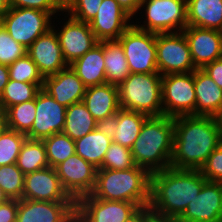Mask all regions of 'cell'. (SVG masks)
<instances>
[{
	"mask_svg": "<svg viewBox=\"0 0 222 222\" xmlns=\"http://www.w3.org/2000/svg\"><path fill=\"white\" fill-rule=\"evenodd\" d=\"M9 81V70L8 66L0 64V97L4 92L5 86Z\"/></svg>",
	"mask_w": 222,
	"mask_h": 222,
	"instance_id": "47",
	"label": "cell"
},
{
	"mask_svg": "<svg viewBox=\"0 0 222 222\" xmlns=\"http://www.w3.org/2000/svg\"><path fill=\"white\" fill-rule=\"evenodd\" d=\"M63 189L77 201L95 186L97 168L76 153L55 167Z\"/></svg>",
	"mask_w": 222,
	"mask_h": 222,
	"instance_id": "12",
	"label": "cell"
},
{
	"mask_svg": "<svg viewBox=\"0 0 222 222\" xmlns=\"http://www.w3.org/2000/svg\"><path fill=\"white\" fill-rule=\"evenodd\" d=\"M82 102L99 125H108L120 109L118 87L109 83L87 87Z\"/></svg>",
	"mask_w": 222,
	"mask_h": 222,
	"instance_id": "22",
	"label": "cell"
},
{
	"mask_svg": "<svg viewBox=\"0 0 222 222\" xmlns=\"http://www.w3.org/2000/svg\"><path fill=\"white\" fill-rule=\"evenodd\" d=\"M178 222H222V183L207 181Z\"/></svg>",
	"mask_w": 222,
	"mask_h": 222,
	"instance_id": "14",
	"label": "cell"
},
{
	"mask_svg": "<svg viewBox=\"0 0 222 222\" xmlns=\"http://www.w3.org/2000/svg\"><path fill=\"white\" fill-rule=\"evenodd\" d=\"M103 0H74L67 11L76 20L89 23L97 14Z\"/></svg>",
	"mask_w": 222,
	"mask_h": 222,
	"instance_id": "39",
	"label": "cell"
},
{
	"mask_svg": "<svg viewBox=\"0 0 222 222\" xmlns=\"http://www.w3.org/2000/svg\"><path fill=\"white\" fill-rule=\"evenodd\" d=\"M103 54L106 83L118 86L130 75L123 46L119 40H104Z\"/></svg>",
	"mask_w": 222,
	"mask_h": 222,
	"instance_id": "28",
	"label": "cell"
},
{
	"mask_svg": "<svg viewBox=\"0 0 222 222\" xmlns=\"http://www.w3.org/2000/svg\"><path fill=\"white\" fill-rule=\"evenodd\" d=\"M26 139V134L9 128L0 135V166L16 163Z\"/></svg>",
	"mask_w": 222,
	"mask_h": 222,
	"instance_id": "35",
	"label": "cell"
},
{
	"mask_svg": "<svg viewBox=\"0 0 222 222\" xmlns=\"http://www.w3.org/2000/svg\"><path fill=\"white\" fill-rule=\"evenodd\" d=\"M173 139L172 117L149 116L131 148L136 166L146 169L150 174L169 168Z\"/></svg>",
	"mask_w": 222,
	"mask_h": 222,
	"instance_id": "3",
	"label": "cell"
},
{
	"mask_svg": "<svg viewBox=\"0 0 222 222\" xmlns=\"http://www.w3.org/2000/svg\"><path fill=\"white\" fill-rule=\"evenodd\" d=\"M197 69L222 58V34L218 30L187 26L183 31Z\"/></svg>",
	"mask_w": 222,
	"mask_h": 222,
	"instance_id": "17",
	"label": "cell"
},
{
	"mask_svg": "<svg viewBox=\"0 0 222 222\" xmlns=\"http://www.w3.org/2000/svg\"><path fill=\"white\" fill-rule=\"evenodd\" d=\"M200 172L207 181L222 183V143L209 155Z\"/></svg>",
	"mask_w": 222,
	"mask_h": 222,
	"instance_id": "40",
	"label": "cell"
},
{
	"mask_svg": "<svg viewBox=\"0 0 222 222\" xmlns=\"http://www.w3.org/2000/svg\"><path fill=\"white\" fill-rule=\"evenodd\" d=\"M69 66L86 87L106 83L103 41H100Z\"/></svg>",
	"mask_w": 222,
	"mask_h": 222,
	"instance_id": "24",
	"label": "cell"
},
{
	"mask_svg": "<svg viewBox=\"0 0 222 222\" xmlns=\"http://www.w3.org/2000/svg\"><path fill=\"white\" fill-rule=\"evenodd\" d=\"M22 199L76 202L63 189L55 168L50 166L25 175Z\"/></svg>",
	"mask_w": 222,
	"mask_h": 222,
	"instance_id": "16",
	"label": "cell"
},
{
	"mask_svg": "<svg viewBox=\"0 0 222 222\" xmlns=\"http://www.w3.org/2000/svg\"><path fill=\"white\" fill-rule=\"evenodd\" d=\"M74 142L76 154L100 169L104 155L112 143V135L108 125H99L92 132Z\"/></svg>",
	"mask_w": 222,
	"mask_h": 222,
	"instance_id": "25",
	"label": "cell"
},
{
	"mask_svg": "<svg viewBox=\"0 0 222 222\" xmlns=\"http://www.w3.org/2000/svg\"><path fill=\"white\" fill-rule=\"evenodd\" d=\"M121 109L162 116V75L130 73L118 86Z\"/></svg>",
	"mask_w": 222,
	"mask_h": 222,
	"instance_id": "5",
	"label": "cell"
},
{
	"mask_svg": "<svg viewBox=\"0 0 222 222\" xmlns=\"http://www.w3.org/2000/svg\"><path fill=\"white\" fill-rule=\"evenodd\" d=\"M150 177L151 174L139 166L128 170L97 169L95 186L90 195L146 206L150 201Z\"/></svg>",
	"mask_w": 222,
	"mask_h": 222,
	"instance_id": "4",
	"label": "cell"
},
{
	"mask_svg": "<svg viewBox=\"0 0 222 222\" xmlns=\"http://www.w3.org/2000/svg\"><path fill=\"white\" fill-rule=\"evenodd\" d=\"M54 3L63 11L67 10L74 0H53Z\"/></svg>",
	"mask_w": 222,
	"mask_h": 222,
	"instance_id": "50",
	"label": "cell"
},
{
	"mask_svg": "<svg viewBox=\"0 0 222 222\" xmlns=\"http://www.w3.org/2000/svg\"><path fill=\"white\" fill-rule=\"evenodd\" d=\"M195 116L218 117L222 112V89L202 70L194 71Z\"/></svg>",
	"mask_w": 222,
	"mask_h": 222,
	"instance_id": "23",
	"label": "cell"
},
{
	"mask_svg": "<svg viewBox=\"0 0 222 222\" xmlns=\"http://www.w3.org/2000/svg\"><path fill=\"white\" fill-rule=\"evenodd\" d=\"M139 206L126 201H110L90 194L76 201V222H125Z\"/></svg>",
	"mask_w": 222,
	"mask_h": 222,
	"instance_id": "11",
	"label": "cell"
},
{
	"mask_svg": "<svg viewBox=\"0 0 222 222\" xmlns=\"http://www.w3.org/2000/svg\"><path fill=\"white\" fill-rule=\"evenodd\" d=\"M149 116L136 111L119 109L114 118L108 123L112 142L132 148L138 138L141 127Z\"/></svg>",
	"mask_w": 222,
	"mask_h": 222,
	"instance_id": "26",
	"label": "cell"
},
{
	"mask_svg": "<svg viewBox=\"0 0 222 222\" xmlns=\"http://www.w3.org/2000/svg\"><path fill=\"white\" fill-rule=\"evenodd\" d=\"M8 200H10L9 197L6 195V193L0 187V205L7 202Z\"/></svg>",
	"mask_w": 222,
	"mask_h": 222,
	"instance_id": "51",
	"label": "cell"
},
{
	"mask_svg": "<svg viewBox=\"0 0 222 222\" xmlns=\"http://www.w3.org/2000/svg\"><path fill=\"white\" fill-rule=\"evenodd\" d=\"M9 79L18 82L44 83V77L31 57L26 53L8 66Z\"/></svg>",
	"mask_w": 222,
	"mask_h": 222,
	"instance_id": "36",
	"label": "cell"
},
{
	"mask_svg": "<svg viewBox=\"0 0 222 222\" xmlns=\"http://www.w3.org/2000/svg\"><path fill=\"white\" fill-rule=\"evenodd\" d=\"M207 182L200 170L172 167L150 177L149 206L155 214L179 218Z\"/></svg>",
	"mask_w": 222,
	"mask_h": 222,
	"instance_id": "2",
	"label": "cell"
},
{
	"mask_svg": "<svg viewBox=\"0 0 222 222\" xmlns=\"http://www.w3.org/2000/svg\"><path fill=\"white\" fill-rule=\"evenodd\" d=\"M27 53V48L16 42L0 23V64L9 66Z\"/></svg>",
	"mask_w": 222,
	"mask_h": 222,
	"instance_id": "38",
	"label": "cell"
},
{
	"mask_svg": "<svg viewBox=\"0 0 222 222\" xmlns=\"http://www.w3.org/2000/svg\"><path fill=\"white\" fill-rule=\"evenodd\" d=\"M130 17L116 0H103L89 25L99 42L118 40L131 26V24H127Z\"/></svg>",
	"mask_w": 222,
	"mask_h": 222,
	"instance_id": "20",
	"label": "cell"
},
{
	"mask_svg": "<svg viewBox=\"0 0 222 222\" xmlns=\"http://www.w3.org/2000/svg\"><path fill=\"white\" fill-rule=\"evenodd\" d=\"M16 222H76V202L21 199Z\"/></svg>",
	"mask_w": 222,
	"mask_h": 222,
	"instance_id": "15",
	"label": "cell"
},
{
	"mask_svg": "<svg viewBox=\"0 0 222 222\" xmlns=\"http://www.w3.org/2000/svg\"><path fill=\"white\" fill-rule=\"evenodd\" d=\"M118 4L132 17L140 9L142 0H116Z\"/></svg>",
	"mask_w": 222,
	"mask_h": 222,
	"instance_id": "44",
	"label": "cell"
},
{
	"mask_svg": "<svg viewBox=\"0 0 222 222\" xmlns=\"http://www.w3.org/2000/svg\"><path fill=\"white\" fill-rule=\"evenodd\" d=\"M123 46L130 73L152 74L158 72L156 33L131 25L118 39Z\"/></svg>",
	"mask_w": 222,
	"mask_h": 222,
	"instance_id": "6",
	"label": "cell"
},
{
	"mask_svg": "<svg viewBox=\"0 0 222 222\" xmlns=\"http://www.w3.org/2000/svg\"><path fill=\"white\" fill-rule=\"evenodd\" d=\"M18 200L10 199L0 205V222H16Z\"/></svg>",
	"mask_w": 222,
	"mask_h": 222,
	"instance_id": "42",
	"label": "cell"
},
{
	"mask_svg": "<svg viewBox=\"0 0 222 222\" xmlns=\"http://www.w3.org/2000/svg\"><path fill=\"white\" fill-rule=\"evenodd\" d=\"M10 3L9 0H0V20L9 11Z\"/></svg>",
	"mask_w": 222,
	"mask_h": 222,
	"instance_id": "49",
	"label": "cell"
},
{
	"mask_svg": "<svg viewBox=\"0 0 222 222\" xmlns=\"http://www.w3.org/2000/svg\"><path fill=\"white\" fill-rule=\"evenodd\" d=\"M148 222H178L177 218L155 214L148 205Z\"/></svg>",
	"mask_w": 222,
	"mask_h": 222,
	"instance_id": "46",
	"label": "cell"
},
{
	"mask_svg": "<svg viewBox=\"0 0 222 222\" xmlns=\"http://www.w3.org/2000/svg\"><path fill=\"white\" fill-rule=\"evenodd\" d=\"M187 26L220 31L222 0H187Z\"/></svg>",
	"mask_w": 222,
	"mask_h": 222,
	"instance_id": "27",
	"label": "cell"
},
{
	"mask_svg": "<svg viewBox=\"0 0 222 222\" xmlns=\"http://www.w3.org/2000/svg\"><path fill=\"white\" fill-rule=\"evenodd\" d=\"M135 166L131 149L112 142L104 155L100 169L128 170Z\"/></svg>",
	"mask_w": 222,
	"mask_h": 222,
	"instance_id": "37",
	"label": "cell"
},
{
	"mask_svg": "<svg viewBox=\"0 0 222 222\" xmlns=\"http://www.w3.org/2000/svg\"><path fill=\"white\" fill-rule=\"evenodd\" d=\"M6 115L9 129L27 134L36 117L35 99L9 107Z\"/></svg>",
	"mask_w": 222,
	"mask_h": 222,
	"instance_id": "33",
	"label": "cell"
},
{
	"mask_svg": "<svg viewBox=\"0 0 222 222\" xmlns=\"http://www.w3.org/2000/svg\"><path fill=\"white\" fill-rule=\"evenodd\" d=\"M9 3L10 7L38 9L52 15L58 10L62 11L53 0H9Z\"/></svg>",
	"mask_w": 222,
	"mask_h": 222,
	"instance_id": "41",
	"label": "cell"
},
{
	"mask_svg": "<svg viewBox=\"0 0 222 222\" xmlns=\"http://www.w3.org/2000/svg\"><path fill=\"white\" fill-rule=\"evenodd\" d=\"M146 3L147 28H136L152 33H172L187 27V0H142L140 7Z\"/></svg>",
	"mask_w": 222,
	"mask_h": 222,
	"instance_id": "10",
	"label": "cell"
},
{
	"mask_svg": "<svg viewBox=\"0 0 222 222\" xmlns=\"http://www.w3.org/2000/svg\"><path fill=\"white\" fill-rule=\"evenodd\" d=\"M16 165L25 175L49 167L43 141L27 138L22 145Z\"/></svg>",
	"mask_w": 222,
	"mask_h": 222,
	"instance_id": "30",
	"label": "cell"
},
{
	"mask_svg": "<svg viewBox=\"0 0 222 222\" xmlns=\"http://www.w3.org/2000/svg\"><path fill=\"white\" fill-rule=\"evenodd\" d=\"M27 54L43 77L56 74L69 66L64 60L57 34L53 28L39 36L27 48Z\"/></svg>",
	"mask_w": 222,
	"mask_h": 222,
	"instance_id": "19",
	"label": "cell"
},
{
	"mask_svg": "<svg viewBox=\"0 0 222 222\" xmlns=\"http://www.w3.org/2000/svg\"><path fill=\"white\" fill-rule=\"evenodd\" d=\"M156 52L158 73L162 76L195 71L189 45L184 33L156 34ZM163 72V73H162Z\"/></svg>",
	"mask_w": 222,
	"mask_h": 222,
	"instance_id": "9",
	"label": "cell"
},
{
	"mask_svg": "<svg viewBox=\"0 0 222 222\" xmlns=\"http://www.w3.org/2000/svg\"><path fill=\"white\" fill-rule=\"evenodd\" d=\"M25 174L16 163L0 166V187L9 199L21 200L24 190Z\"/></svg>",
	"mask_w": 222,
	"mask_h": 222,
	"instance_id": "34",
	"label": "cell"
},
{
	"mask_svg": "<svg viewBox=\"0 0 222 222\" xmlns=\"http://www.w3.org/2000/svg\"><path fill=\"white\" fill-rule=\"evenodd\" d=\"M56 34L64 60L68 65L99 43L89 23L76 20L71 16L63 29Z\"/></svg>",
	"mask_w": 222,
	"mask_h": 222,
	"instance_id": "18",
	"label": "cell"
},
{
	"mask_svg": "<svg viewBox=\"0 0 222 222\" xmlns=\"http://www.w3.org/2000/svg\"><path fill=\"white\" fill-rule=\"evenodd\" d=\"M173 152L170 167L200 170L209 155L222 143V126L217 117H174Z\"/></svg>",
	"mask_w": 222,
	"mask_h": 222,
	"instance_id": "1",
	"label": "cell"
},
{
	"mask_svg": "<svg viewBox=\"0 0 222 222\" xmlns=\"http://www.w3.org/2000/svg\"><path fill=\"white\" fill-rule=\"evenodd\" d=\"M202 70L222 89V58L206 64Z\"/></svg>",
	"mask_w": 222,
	"mask_h": 222,
	"instance_id": "43",
	"label": "cell"
},
{
	"mask_svg": "<svg viewBox=\"0 0 222 222\" xmlns=\"http://www.w3.org/2000/svg\"><path fill=\"white\" fill-rule=\"evenodd\" d=\"M217 118H218L219 123L222 126V112L220 113V115Z\"/></svg>",
	"mask_w": 222,
	"mask_h": 222,
	"instance_id": "52",
	"label": "cell"
},
{
	"mask_svg": "<svg viewBox=\"0 0 222 222\" xmlns=\"http://www.w3.org/2000/svg\"><path fill=\"white\" fill-rule=\"evenodd\" d=\"M51 15L38 9L10 7L0 23L16 42L28 48L52 28L49 23Z\"/></svg>",
	"mask_w": 222,
	"mask_h": 222,
	"instance_id": "8",
	"label": "cell"
},
{
	"mask_svg": "<svg viewBox=\"0 0 222 222\" xmlns=\"http://www.w3.org/2000/svg\"><path fill=\"white\" fill-rule=\"evenodd\" d=\"M44 83L18 82L9 79L4 92L0 97V108L7 110L16 104L35 99Z\"/></svg>",
	"mask_w": 222,
	"mask_h": 222,
	"instance_id": "31",
	"label": "cell"
},
{
	"mask_svg": "<svg viewBox=\"0 0 222 222\" xmlns=\"http://www.w3.org/2000/svg\"><path fill=\"white\" fill-rule=\"evenodd\" d=\"M45 148L49 166L55 168L58 164L74 155L75 142L65 133H55L42 140Z\"/></svg>",
	"mask_w": 222,
	"mask_h": 222,
	"instance_id": "32",
	"label": "cell"
},
{
	"mask_svg": "<svg viewBox=\"0 0 222 222\" xmlns=\"http://www.w3.org/2000/svg\"><path fill=\"white\" fill-rule=\"evenodd\" d=\"M125 222H148V205L139 207Z\"/></svg>",
	"mask_w": 222,
	"mask_h": 222,
	"instance_id": "45",
	"label": "cell"
},
{
	"mask_svg": "<svg viewBox=\"0 0 222 222\" xmlns=\"http://www.w3.org/2000/svg\"><path fill=\"white\" fill-rule=\"evenodd\" d=\"M8 129L6 111L0 108V135Z\"/></svg>",
	"mask_w": 222,
	"mask_h": 222,
	"instance_id": "48",
	"label": "cell"
},
{
	"mask_svg": "<svg viewBox=\"0 0 222 222\" xmlns=\"http://www.w3.org/2000/svg\"><path fill=\"white\" fill-rule=\"evenodd\" d=\"M99 126L83 102L66 108L63 133L74 141L84 137Z\"/></svg>",
	"mask_w": 222,
	"mask_h": 222,
	"instance_id": "29",
	"label": "cell"
},
{
	"mask_svg": "<svg viewBox=\"0 0 222 222\" xmlns=\"http://www.w3.org/2000/svg\"><path fill=\"white\" fill-rule=\"evenodd\" d=\"M86 86L70 66L60 72L44 77L42 89L66 108L83 101Z\"/></svg>",
	"mask_w": 222,
	"mask_h": 222,
	"instance_id": "21",
	"label": "cell"
},
{
	"mask_svg": "<svg viewBox=\"0 0 222 222\" xmlns=\"http://www.w3.org/2000/svg\"><path fill=\"white\" fill-rule=\"evenodd\" d=\"M36 117L31 130L26 134L28 139L43 140L63 131L65 126L66 107L55 101L41 89L35 97Z\"/></svg>",
	"mask_w": 222,
	"mask_h": 222,
	"instance_id": "13",
	"label": "cell"
},
{
	"mask_svg": "<svg viewBox=\"0 0 222 222\" xmlns=\"http://www.w3.org/2000/svg\"><path fill=\"white\" fill-rule=\"evenodd\" d=\"M162 104L168 117L195 116L194 71L162 76Z\"/></svg>",
	"mask_w": 222,
	"mask_h": 222,
	"instance_id": "7",
	"label": "cell"
}]
</instances>
